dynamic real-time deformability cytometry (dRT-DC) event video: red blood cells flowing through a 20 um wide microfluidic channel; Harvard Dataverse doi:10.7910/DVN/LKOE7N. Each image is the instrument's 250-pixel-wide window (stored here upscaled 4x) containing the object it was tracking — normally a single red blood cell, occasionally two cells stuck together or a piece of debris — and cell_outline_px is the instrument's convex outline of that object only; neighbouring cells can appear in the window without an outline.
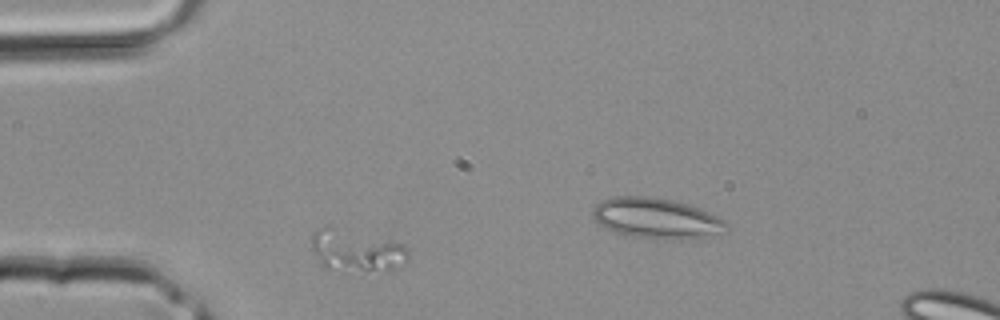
{"species": "common noctule bat (a hibernating species)", "species_latin": "Nyctalus noctula", "temperature_condition": "room temperature", "stored_images_in_passage": 31, "camera_frame_rate_fps": 3000, "um_per_image_px": 0.085, "animal": {"sex": "male", "body_mass_g": 20.4}, "frame": {"image": 1, "passage_image": 7, "time_ms": 2.0, "image_size_px": [1000, 320], "cell_outline_px": [[408, 260], [396, 268], [328, 268], [312, 252], [312, 232], [328, 224], [388, 240], [400, 244], [408, 248]], "centroid_in_image_um": [30.25, 21.21], "position_along_channel_um": 54.8, "area_um2": 22.48}}
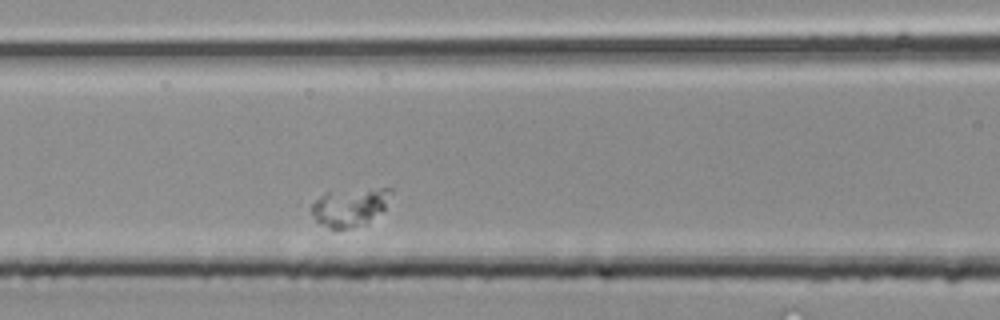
{"frame": {"image": 2, "passage_image": 13, "time_ms": 4.0, "image_size_px": [1000, 320], "cell_outline_px": [[392, 192], [384, 208], [364, 224], [352, 228], [332, 228], [320, 224], [316, 220], [312, 212], [312, 204], [324, 192], [368, 188], [392, 188]], "centroid_in_image_um": [29.73, 17.57], "position_along_channel_um": 136.9, "area_um2": 17.4}}
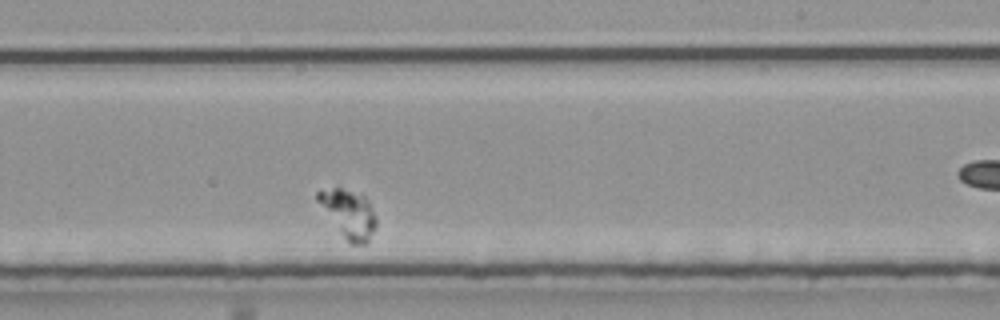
{"frame": {"image": 3, "passage_image": 21, "time_ms": 6.667, "image_size_px": [1000, 320], "cell_outline_px": [[376, 224], [368, 240], [364, 244], [348, 244], [316, 200], [316, 192], [336, 188], [340, 188], [364, 196], [376, 220]], "centroid_in_image_um": [29.6, 18.2], "position_along_channel_um": 259.4, "area_um2": 15.72}}